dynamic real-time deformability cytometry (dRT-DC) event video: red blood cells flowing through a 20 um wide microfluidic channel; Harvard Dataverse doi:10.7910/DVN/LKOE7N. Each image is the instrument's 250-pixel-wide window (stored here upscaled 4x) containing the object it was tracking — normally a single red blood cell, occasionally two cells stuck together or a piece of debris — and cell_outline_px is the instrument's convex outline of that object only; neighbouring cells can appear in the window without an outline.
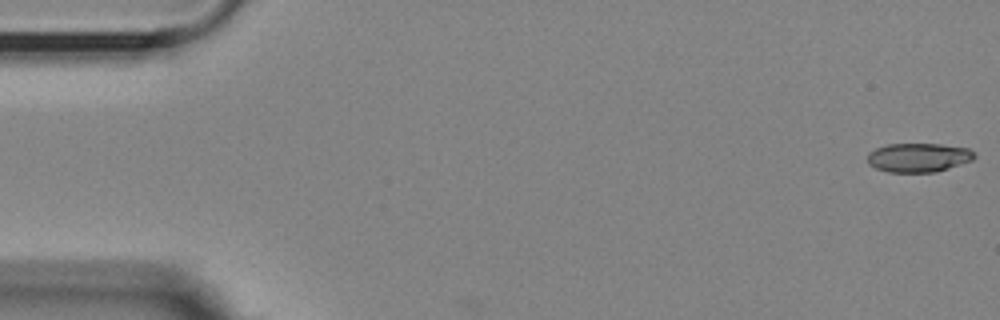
{"species": "Egyptian fruit bat (a non-hibernating species)", "species_latin": "Rousettus aegyptiacus", "temperature_condition": "room temperature", "stored_images_in_passage": 4, "camera_frame_rate_fps": 3000, "um_per_image_px": 0.085, "animal": {"sex": "female"}, "frame": {"image": 1, "passage_image": 1, "time_ms": 0.0, "image_size_px": [1000, 320], "cell_outline_px": [[976, 156], [972, 160], [936, 172], [888, 172], [876, 168], [868, 164], [868, 152], [876, 148], [888, 144], [940, 144], [968, 148]], "centroid_in_image_um": [78.04, 13.39], "position_along_channel_um": 7.0, "area_um2": 17.98}}